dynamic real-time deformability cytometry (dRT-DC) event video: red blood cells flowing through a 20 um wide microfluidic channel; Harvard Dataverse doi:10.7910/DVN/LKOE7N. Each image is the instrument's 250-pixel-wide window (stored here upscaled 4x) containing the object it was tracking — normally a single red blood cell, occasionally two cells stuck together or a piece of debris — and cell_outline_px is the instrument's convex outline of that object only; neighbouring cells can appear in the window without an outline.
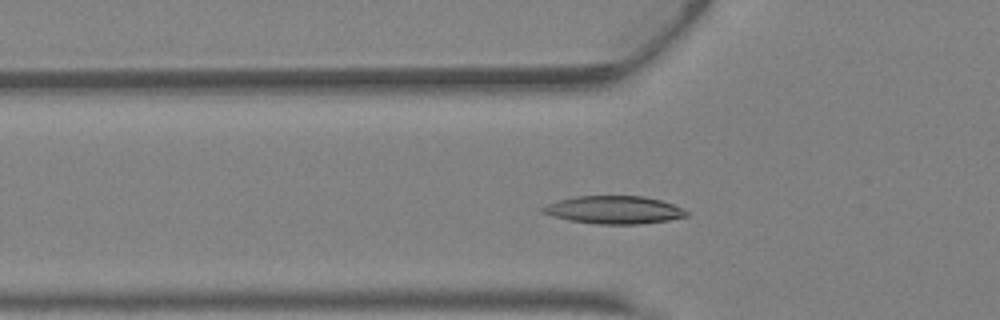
{"species": "Egyptian fruit bat (a non-hibernating species)", "species_latin": "Rousettus aegyptiacus", "temperature_condition": "warm", "stored_images_in_passage": 33, "camera_frame_rate_fps": 3000, "um_per_image_px": 0.085, "animal": {"sex": "female"}, "frame": {"image": 1, "passage_image": 4, "time_ms": 1.0, "image_size_px": [1000, 320], "cell_outline_px": [[688, 216], [668, 220], [640, 224], [596, 224], [568, 220], [552, 216], [540, 212], [540, 208], [548, 204], [560, 200], [576, 196], [644, 196], [660, 200], [684, 208], [688, 212]], "centroid_in_image_um": [52.19, 17.84], "position_along_channel_um": 73.6, "area_um2": 23.35}}
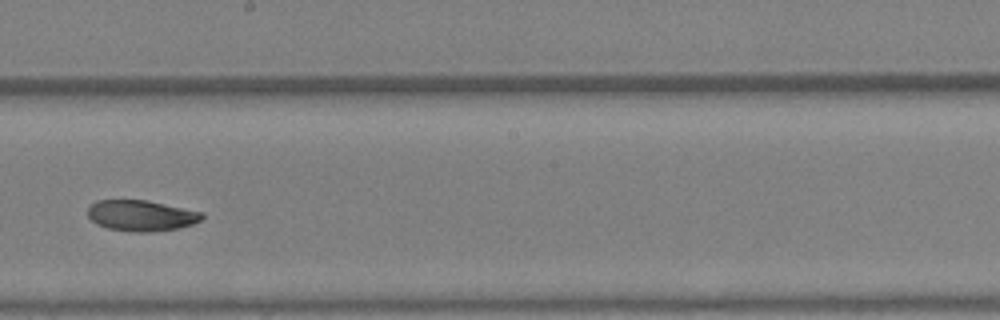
{"frame": {"image": 2, "passage_image": 14, "time_ms": 4.333, "image_size_px": [1000, 320], "cell_outline_px": [[204, 220], [192, 224], [176, 228], [148, 232], [132, 232], [108, 228], [96, 224], [88, 216], [88, 208], [96, 200], [148, 200], [204, 212]], "centroid_in_image_um": [12.03, 18.32], "position_along_channel_um": 236.2, "area_um2": 20.63}}
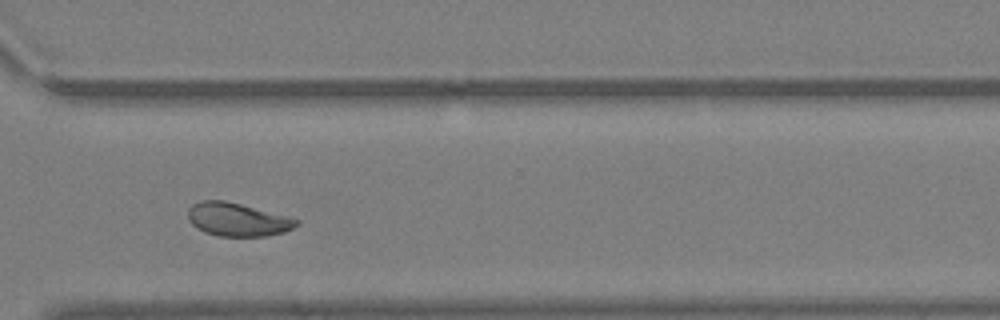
{"frame": {"image": 3, "passage_image": 21, "time_ms": 6.667, "image_size_px": [1000, 320], "cell_outline_px": [[300, 224], [284, 232], [264, 236], [220, 236], [204, 232], [196, 228], [188, 220], [188, 208], [192, 204], [200, 200], [224, 200], [292, 216], [300, 220]], "centroid_in_image_um": [20.21, 18.65], "position_along_channel_um": 350.4, "area_um2": 21.39}}